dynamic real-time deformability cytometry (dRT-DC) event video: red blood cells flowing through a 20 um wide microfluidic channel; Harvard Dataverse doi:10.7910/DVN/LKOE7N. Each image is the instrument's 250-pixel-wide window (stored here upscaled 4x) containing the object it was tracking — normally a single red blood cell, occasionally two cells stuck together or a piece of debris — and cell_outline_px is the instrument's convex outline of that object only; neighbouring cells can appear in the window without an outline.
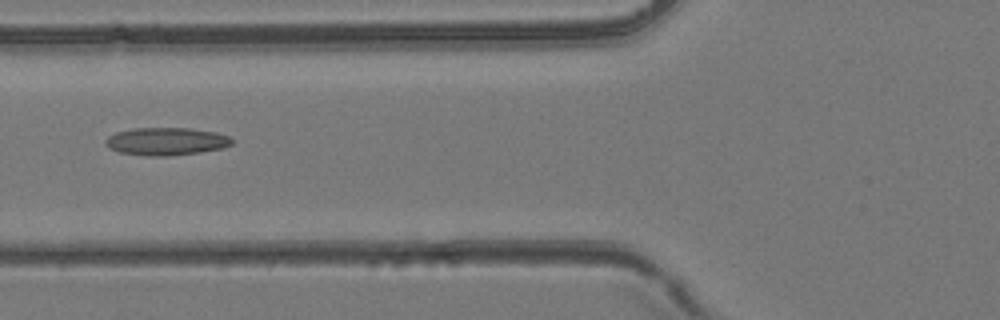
{"species": "common noctule bat (a hibernating species)", "species_latin": "Nyctalus noctula", "temperature_condition": "room temperature", "stored_images_in_passage": 46, "segment_of_instrument_passage": [1, 2], "camera_frame_rate_fps": 3000, "um_per_image_px": 0.085, "animal": {"sex": "female", "body_mass_g": 24.6, "forearm_length_mm": 56.2}, "frame": {"image": 1, "passage_image": 18, "time_ms": 5.667, "image_size_px": [1000, 320], "cell_outline_px": [[232, 144], [224, 148], [200, 152], [168, 156], [148, 156], [120, 152], [108, 148], [104, 144], [104, 140], [108, 136], [116, 132], [132, 128], [188, 128], [216, 132], [228, 136], [232, 140]], "centroid_in_image_um": [14.1, 12.02], "position_along_channel_um": 111.7, "area_um2": 20.52}}
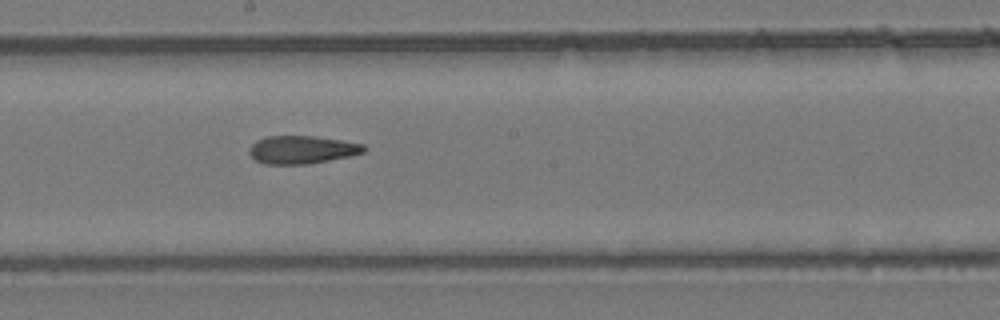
{"frame": {"image": 2, "passage_image": 25, "time_ms": 8.0, "image_size_px": [1000, 320], "cell_outline_px": [[368, 148], [364, 152], [352, 156], [308, 164], [264, 164], [256, 160], [248, 152], [252, 144], [256, 140], [268, 136], [312, 136], [340, 140], [364, 144]], "centroid_in_image_um": [25.69, 12.73], "position_along_channel_um": 222.5, "area_um2": 18.73}}
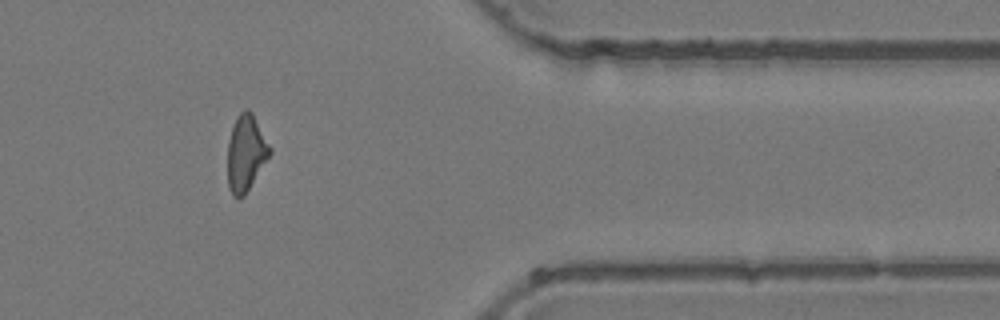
{"frame": {"image": 3, "passage_image": 37, "time_ms": 12.0, "image_size_px": [1000, 320], "cell_outline_px": [[272, 152], [244, 196], [232, 196], [228, 188], [228, 140], [236, 116], [244, 108], [248, 108], [252, 112], [272, 148]], "centroid_in_image_um": [20.9, 12.97], "position_along_channel_um": 390.5, "area_um2": 18.79}}